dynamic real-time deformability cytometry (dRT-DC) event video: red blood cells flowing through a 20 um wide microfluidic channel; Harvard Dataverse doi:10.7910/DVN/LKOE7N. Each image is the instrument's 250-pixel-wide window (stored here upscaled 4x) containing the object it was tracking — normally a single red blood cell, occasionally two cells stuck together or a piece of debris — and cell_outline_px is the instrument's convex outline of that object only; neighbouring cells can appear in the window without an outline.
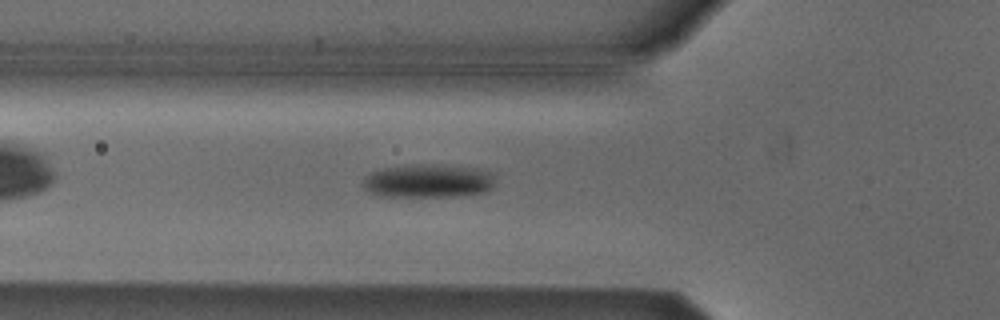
{"species": "Egyptian fruit bat (a non-hibernating species)", "species_latin": "Rousettus aegyptiacus", "temperature_condition": "cold", "stored_images_in_passage": 42, "camera_frame_rate_fps": 3000, "um_per_image_px": 0.085, "animal": {"sex": "male"}, "frame": {"image": 1, "passage_image": 7, "time_ms": 2.0, "image_size_px": [1000, 320], "cell_outline_px": [[492, 188], [484, 192], [464, 196], [380, 196], [368, 192], [360, 184], [364, 176], [380, 168], [420, 164], [440, 164], [476, 168], [492, 172]], "centroid_in_image_um": [36.34, 15.37], "position_along_channel_um": 89.5, "area_um2": 26.07}}
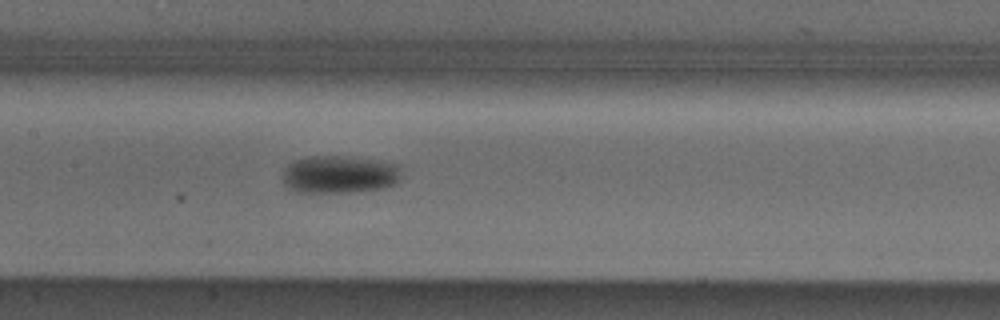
{"frame": {"image": 2, "passage_image": 14, "time_ms": 4.333, "image_size_px": [1000, 320], "cell_outline_px": [[400, 180], [396, 184], [384, 188], [348, 192], [296, 192], [288, 188], [284, 184], [280, 176], [284, 168], [288, 164], [296, 160], [308, 156], [336, 156], [372, 160], [400, 164]], "centroid_in_image_um": [28.81, 14.84], "position_along_channel_um": 178.6, "area_um2": 26.24}}
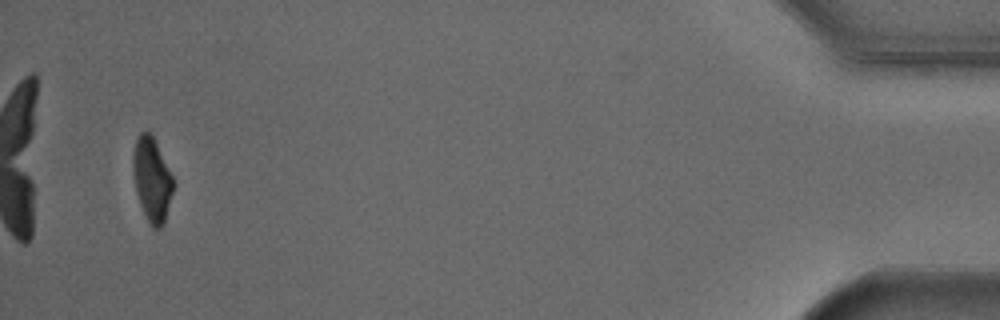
{"frame": {"image": 3, "passage_image": 40, "time_ms": 13.0, "image_size_px": [1000, 320], "cell_outline_px": [[176, 184], [164, 224], [160, 228], [152, 228], [140, 204], [136, 192], [132, 168], [132, 156], [136, 136], [140, 132], [148, 128]], "centroid_in_image_um": [12.91, 15.24], "position_along_channel_um": 422.3, "area_um2": 19.88}, "authors_computed_cell_mechanics": {"area_um2": 24.3049, "velocity_mm_per_s": 3.8043, "shape_relaxation_time_tau1_ms": 2.2964, "shape_relaxation_time_tau2_ms": null, "deformation_change_tau1": 0.0946, "deformation_change_tau2": null}}